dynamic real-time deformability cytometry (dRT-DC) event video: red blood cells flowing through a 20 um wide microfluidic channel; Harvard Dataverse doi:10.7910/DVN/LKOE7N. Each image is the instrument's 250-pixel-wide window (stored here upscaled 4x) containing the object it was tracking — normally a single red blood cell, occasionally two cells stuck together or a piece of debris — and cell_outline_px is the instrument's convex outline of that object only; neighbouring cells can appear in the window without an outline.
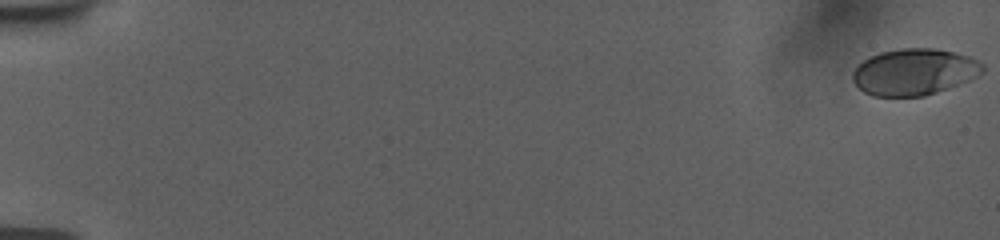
{"species": "human", "species_latin": "Homo sapiens", "temperature_condition": "room temperature", "stored_images_in_passage": 57, "camera_frame_rate_fps": 3000, "um_per_image_px": 0.085, "donor": {"sex": "female"}, "frame": {"image": 1, "passage_image": 1, "time_ms": 0.0, "image_size_px": [1000, 240], "cell_outline_px": [[984, 72], [968, 80], [948, 88], [924, 96], [872, 96], [864, 92], [852, 80], [852, 72], [868, 56], [880, 52], [900, 48], [932, 48], [952, 52], [968, 56], [984, 64]], "centroid_in_image_um": [77.69, 6.11], "position_along_channel_um": 7.3, "area_um2": 35.03}}
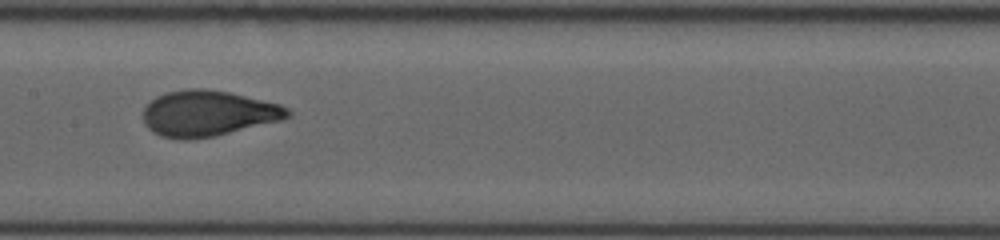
{"frame": {"image": 2, "passage_image": 31, "time_ms": 10.0, "image_size_px": [1000, 240], "cell_outline_px": [[292, 116], [284, 120], [216, 136], [188, 140], [176, 140], [160, 136], [152, 132], [144, 124], [144, 108], [156, 96], [164, 92], [184, 88], [208, 88], [232, 92], [280, 104], [288, 108], [292, 112]], "centroid_in_image_um": [17.7, 9.64], "position_along_channel_um": 189.7, "area_um2": 39.42}}
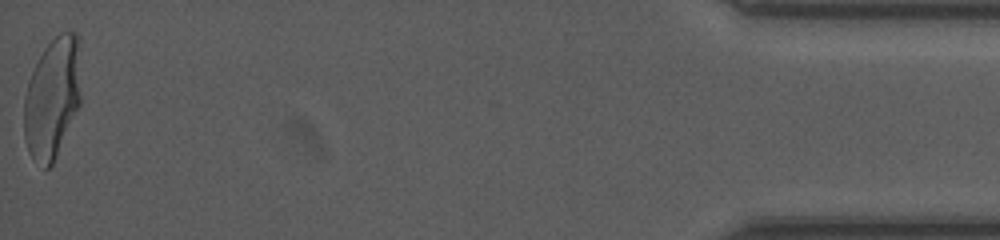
{"frame": {"image": 3, "passage_image": 57, "time_ms": 18.667, "image_size_px": [1000, 240], "cell_outline_px": [[80, 104], [56, 156], [52, 164], [48, 168], [44, 168], [32, 160], [28, 152], [24, 140], [24, 96], [28, 80], [44, 48], [60, 32], [76, 32], [80, 92]], "centroid_in_image_um": [4.4, 8.39], "position_along_channel_um": 430.8, "area_um2": 39.71}, "authors_computed_cell_mechanics": {"area_um2": 37.3388, "velocity_mm_per_s": 3.7549, "shape_relaxation_time_tau1_ms": 3.9723, "shape_relaxation_time_tau2_ms": null, "deformation_change_tau1": 0.1621, "deformation_change_tau2": null}}